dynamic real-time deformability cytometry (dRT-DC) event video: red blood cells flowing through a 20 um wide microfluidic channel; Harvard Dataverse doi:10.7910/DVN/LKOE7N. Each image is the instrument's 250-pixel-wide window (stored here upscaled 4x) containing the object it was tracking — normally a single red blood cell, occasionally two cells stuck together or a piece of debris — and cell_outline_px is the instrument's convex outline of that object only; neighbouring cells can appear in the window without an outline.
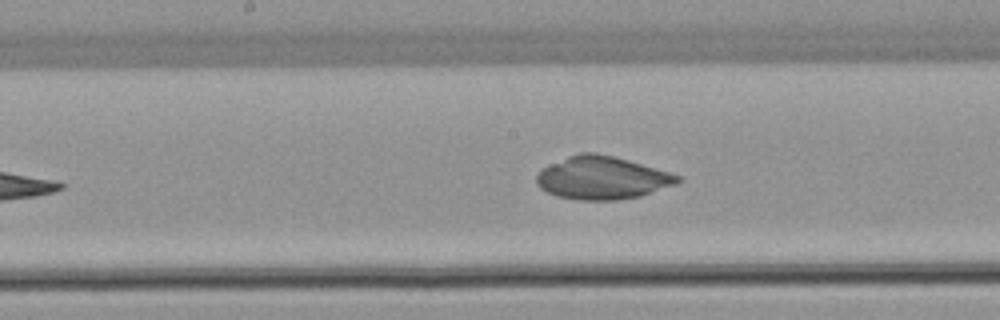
{"species": "common noctule bat (a hibernating species)", "species_latin": "Nyctalus noctula", "temperature_condition": "warm", "stored_images_in_passage": 41, "camera_frame_rate_fps": 3000, "um_per_image_px": 0.085, "animal": {"sex": "female", "body_mass_g": 22.7, "forearm_length_mm": 54.2}, "frame": {"image": 1, "passage_image": 18, "time_ms": 5.667, "image_size_px": [1000, 320], "cell_outline_px": [[684, 180], [676, 184], [640, 196], [616, 200], [580, 200], [556, 196], [540, 188], [536, 184], [536, 176], [544, 168], [568, 156], [580, 152], [596, 152], [628, 160], [668, 172], [680, 176]], "centroid_in_image_um": [51.18, 15.12], "position_along_channel_um": 197.0, "area_um2": 34.97}}
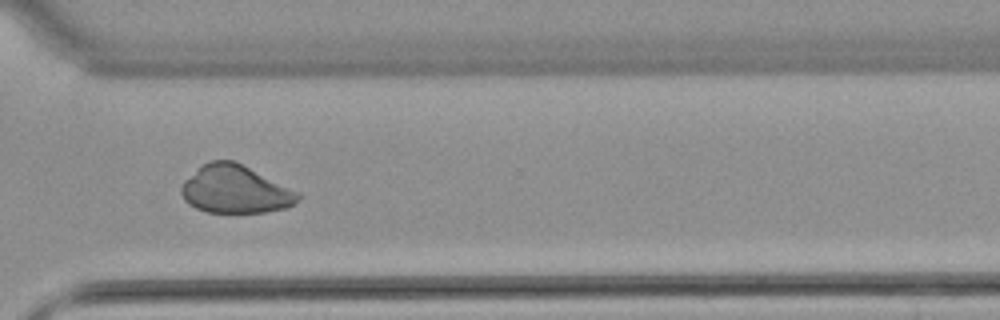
{"frame": {"image": 2, "passage_image": 30, "time_ms": 9.667, "image_size_px": [1000, 320], "cell_outline_px": [[300, 196], [292, 204], [284, 208], [264, 212], [208, 212], [196, 208], [188, 204], [184, 200], [180, 192], [180, 188], [184, 180], [200, 164], [208, 160], [232, 160], [296, 192]], "centroid_in_image_um": [19.87, 16.09], "position_along_channel_um": 350.7, "area_um2": 31.91}}